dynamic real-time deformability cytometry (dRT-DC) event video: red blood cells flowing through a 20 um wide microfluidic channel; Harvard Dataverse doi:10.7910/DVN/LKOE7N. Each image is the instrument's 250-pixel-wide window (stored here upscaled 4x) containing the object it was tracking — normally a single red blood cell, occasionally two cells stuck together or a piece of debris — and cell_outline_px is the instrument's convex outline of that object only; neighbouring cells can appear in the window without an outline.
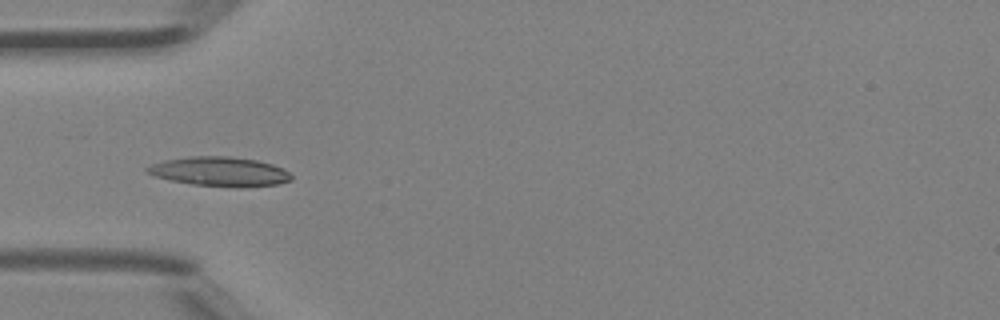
{"species": "Egyptian fruit bat (a non-hibernating species)", "species_latin": "Rousettus aegyptiacus", "temperature_condition": "room temperature", "stored_images_in_passage": 5, "camera_frame_rate_fps": 3000, "um_per_image_px": 0.085, "animal": {"sex": "female"}, "frame": {"image": 1, "passage_image": 4, "time_ms": 1.0, "image_size_px": [1000, 320], "cell_outline_px": [[292, 180], [276, 184], [236, 188], [192, 184], [172, 180], [156, 176], [148, 172], [144, 168], [152, 164], [164, 160], [192, 156], [228, 156], [256, 160], [272, 164], [284, 168], [292, 176]], "centroid_in_image_um": [18.7, 14.58], "position_along_channel_um": 66.3, "area_um2": 24.57}}
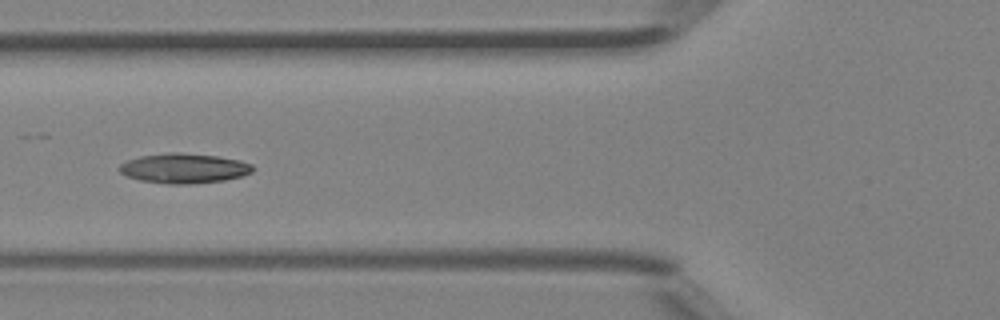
{"frame": {"image": 2, "passage_image": 5, "time_ms": 1.333, "image_size_px": [1000, 320], "cell_outline_px": [[252, 172], [240, 176], [224, 180], [192, 184], [168, 184], [140, 180], [128, 176], [120, 172], [120, 164], [128, 160], [140, 156], [168, 152], [176, 152], [216, 156], [240, 160], [252, 164]], "centroid_in_image_um": [15.63, 14.3], "position_along_channel_um": 110.2, "area_um2": 23.0}}